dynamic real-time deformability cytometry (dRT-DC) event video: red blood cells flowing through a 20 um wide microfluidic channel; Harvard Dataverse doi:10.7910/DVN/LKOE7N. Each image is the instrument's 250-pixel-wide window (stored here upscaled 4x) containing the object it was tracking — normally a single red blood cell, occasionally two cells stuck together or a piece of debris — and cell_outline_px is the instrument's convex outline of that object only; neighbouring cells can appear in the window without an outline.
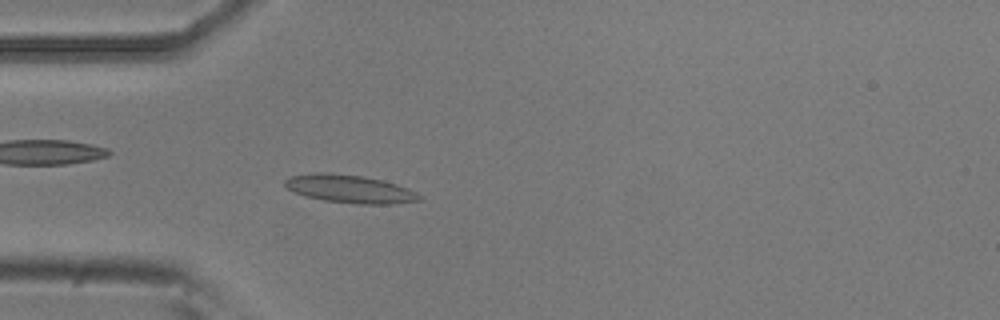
{"species": "common noctule bat (a hibernating species)", "species_latin": "Nyctalus noctula", "temperature_condition": "room temperature", "stored_images_in_passage": 41, "camera_frame_rate_fps": 3000, "um_per_image_px": 0.085, "animal": {"sex": "male", "body_mass_g": 20.5, "forearm_length_mm": 52.5}, "frame": {"image": 1, "passage_image": 3, "time_ms": 0.667, "image_size_px": [1000, 320], "cell_outline_px": [[424, 196], [420, 200], [392, 204], [356, 204], [324, 200], [292, 192], [284, 184], [284, 180], [288, 176], [316, 172], [324, 172], [364, 176], [384, 180], [408, 188]], "centroid_in_image_um": [29.74, 16.05], "position_along_channel_um": 55.3, "area_um2": 22.14}}
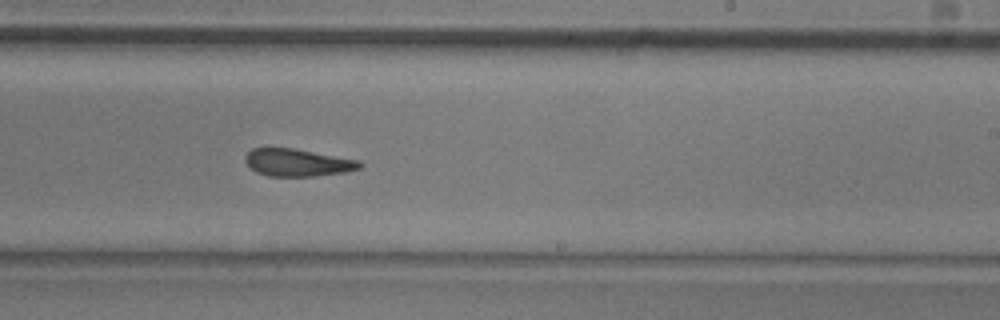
{"frame": {"image": 2, "passage_image": 20, "time_ms": 6.333, "image_size_px": [1000, 320], "cell_outline_px": [[364, 164], [360, 168], [344, 172], [312, 176], [268, 176], [256, 172], [244, 160], [244, 156], [252, 148], [292, 148], [360, 160]], "centroid_in_image_um": [25.29, 13.81], "position_along_channel_um": 263.7, "area_um2": 18.21}}
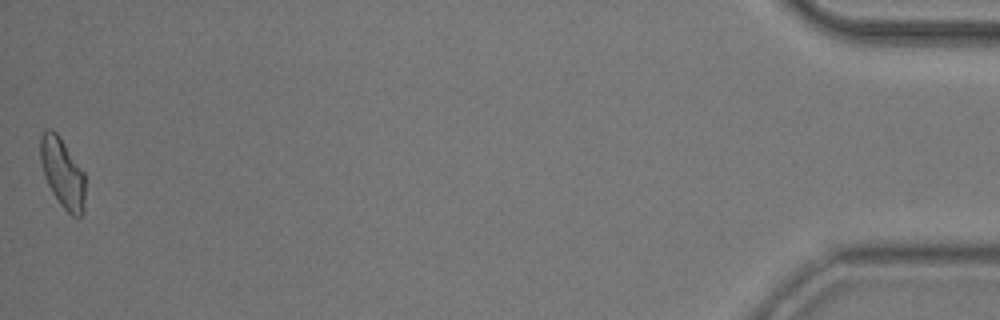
{"frame": {"image": 3, "passage_image": 41, "time_ms": 13.333, "image_size_px": [1000, 320], "cell_outline_px": [[84, 212], [80, 216], [72, 216], [60, 204], [52, 192], [44, 176], [40, 160], [40, 136], [48, 128], [52, 128], [60, 136], [84, 172]], "centroid_in_image_um": [5.3, 14.67], "position_along_channel_um": 429.9, "area_um2": 18.15}, "authors_computed_cell_mechanics": {"area_um2": 18.9006, "velocity_mm_per_s": 3.755, "shape_relaxation_time_tau1_ms": 9.9179, "shape_relaxation_time_tau2_ms": 2.4556, "deformation_change_tau1": 0.1886, "deformation_change_tau2": 0.0966}}